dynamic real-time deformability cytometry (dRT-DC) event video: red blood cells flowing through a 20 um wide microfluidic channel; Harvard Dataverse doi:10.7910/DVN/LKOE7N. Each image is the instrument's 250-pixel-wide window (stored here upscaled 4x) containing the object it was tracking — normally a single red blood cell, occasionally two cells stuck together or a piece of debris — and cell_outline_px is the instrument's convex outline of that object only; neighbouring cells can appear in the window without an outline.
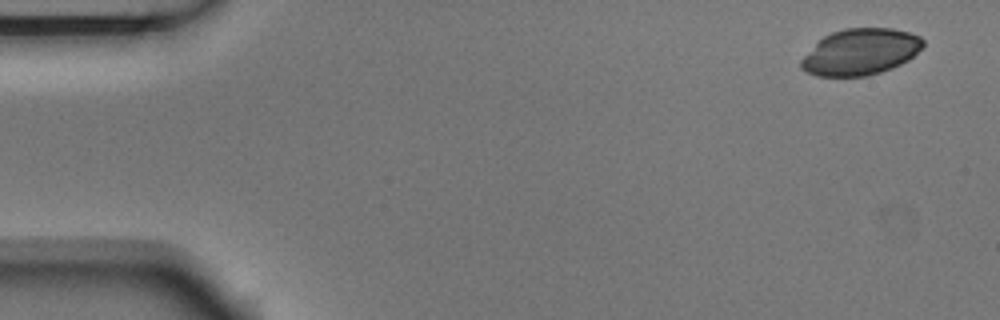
{"species": "Egyptian fruit bat (a non-hibernating species)", "species_latin": "Rousettus aegyptiacus", "temperature_condition": "room temperature", "stored_images_in_passage": 3, "camera_frame_rate_fps": 3000, "um_per_image_px": 0.085, "animal": {"sex": "male"}, "frame": {"image": 1, "passage_image": 1, "time_ms": 0.0, "image_size_px": [1000, 320], "cell_outline_px": [[924, 44], [908, 60], [892, 68], [868, 76], [816, 76], [800, 68], [800, 60], [824, 36], [832, 32], [844, 28], [892, 28], [908, 32], [920, 36], [924, 40]], "centroid_in_image_um": [73.14, 4.41], "position_along_channel_um": 11.9, "area_um2": 32.66}}